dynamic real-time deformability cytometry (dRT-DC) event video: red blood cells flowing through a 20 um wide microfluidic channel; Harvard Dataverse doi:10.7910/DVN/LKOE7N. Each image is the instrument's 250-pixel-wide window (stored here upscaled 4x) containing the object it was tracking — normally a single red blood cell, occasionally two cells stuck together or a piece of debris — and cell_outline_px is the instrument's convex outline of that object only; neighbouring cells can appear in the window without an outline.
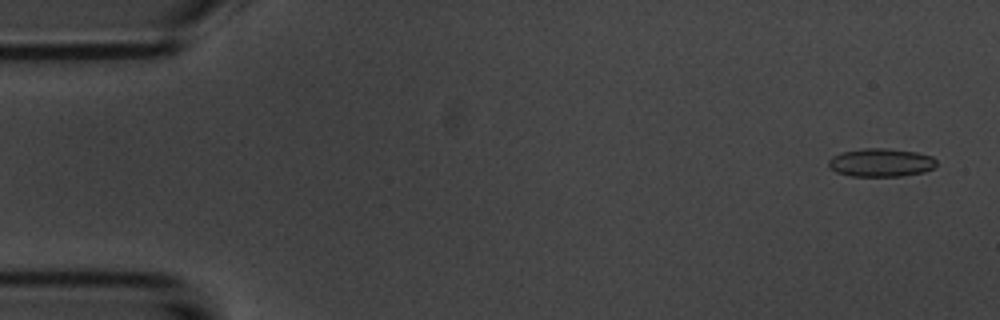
{"species": "common noctule bat (a hibernating species)", "species_latin": "Nyctalus noctula", "temperature_condition": "room temperature", "stored_images_in_passage": 53, "camera_frame_rate_fps": 3000, "um_per_image_px": 0.085, "animal": {"sex": "male", "body_mass_g": 20.1, "forearm_length_mm": 53.5}, "frame": {"image": 1, "passage_image": 2, "time_ms": 0.333, "image_size_px": [1000, 320], "cell_outline_px": [[936, 164], [932, 168], [924, 172], [900, 176], [852, 176], [836, 172], [828, 168], [828, 160], [832, 156], [840, 152], [864, 148], [884, 148], [916, 152], [932, 156], [936, 160]], "centroid_in_image_um": [74.83, 13.81], "position_along_channel_um": 10.2, "area_um2": 17.86}}
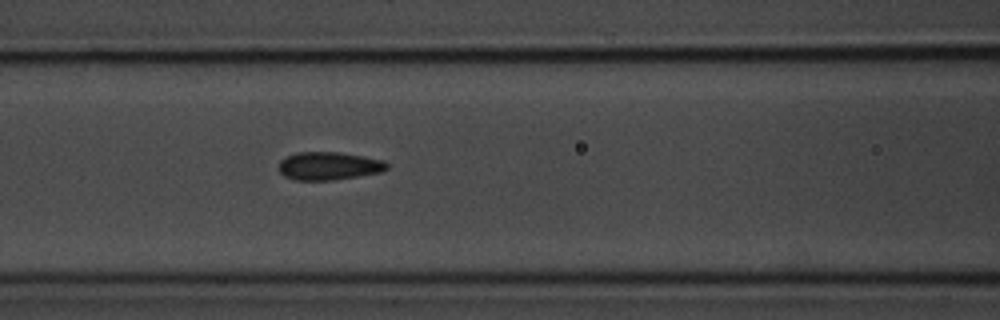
{"frame": {"image": 2, "passage_image": 22, "time_ms": 7.0, "image_size_px": [1000, 320], "cell_outline_px": [[388, 168], [380, 172], [332, 180], [296, 180], [284, 176], [280, 172], [280, 160], [296, 152], [340, 152], [364, 156], [384, 160], [388, 164]], "centroid_in_image_um": [27.96, 14.09], "position_along_channel_um": 138.6, "area_um2": 17.57}}
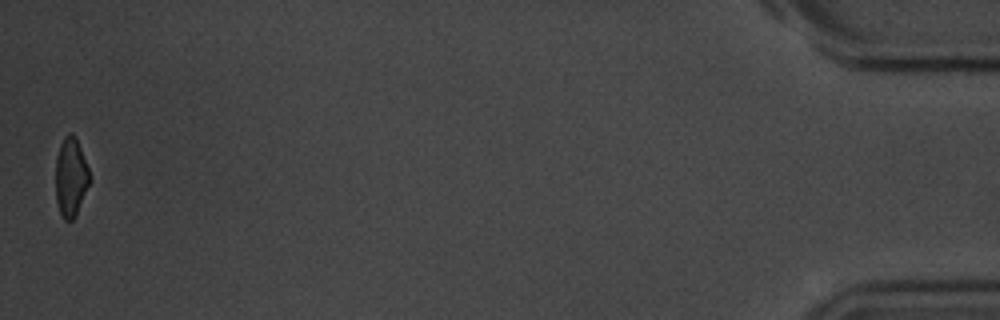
{"frame": {"image": 3, "passage_image": 53, "time_ms": 17.333, "image_size_px": [1000, 320], "cell_outline_px": [[88, 184], [76, 216], [72, 220], [64, 220], [60, 212], [56, 200], [56, 156], [60, 144], [64, 136], [68, 132], [72, 132], [76, 136], [88, 168]], "centroid_in_image_um": [5.99, 15.02], "position_along_channel_um": 429.2, "area_um2": 15.43}, "authors_computed_cell_mechanics": {"area_um2": 17.2822, "velocity_mm_per_s": 3.7308, "shape_relaxation_time_tau1_ms": 3.2389, "shape_relaxation_time_tau2_ms": 1.127, "deformation_change_tau1": 0.1113, "deformation_change_tau2": 0.0759}}